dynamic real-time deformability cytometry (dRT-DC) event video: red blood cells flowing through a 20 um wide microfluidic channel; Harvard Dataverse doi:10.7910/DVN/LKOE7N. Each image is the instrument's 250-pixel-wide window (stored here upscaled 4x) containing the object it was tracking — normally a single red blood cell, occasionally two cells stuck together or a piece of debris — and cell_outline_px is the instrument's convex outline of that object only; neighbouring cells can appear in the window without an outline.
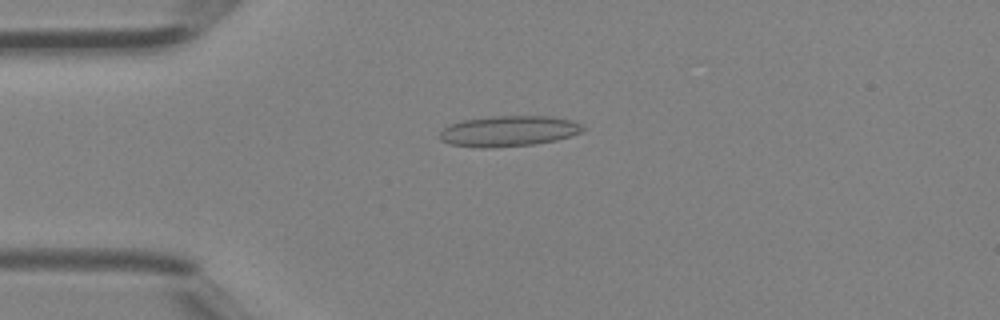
{"species": "Egyptian fruit bat (a non-hibernating species)", "species_latin": "Rousettus aegyptiacus", "temperature_condition": "room temperature", "stored_images_in_passage": 41, "camera_frame_rate_fps": 3000, "um_per_image_px": 0.085, "animal": {"sex": "female"}, "frame": {"image": 1, "passage_image": 10, "time_ms": 3.0, "image_size_px": [1000, 320], "cell_outline_px": [[584, 128], [580, 132], [572, 136], [556, 140], [536, 144], [488, 148], [480, 148], [452, 144], [440, 140], [440, 132], [448, 124], [464, 120], [492, 116], [552, 116], [572, 120], [580, 124]], "centroid_in_image_um": [43.24, 11.14], "position_along_channel_um": 41.8, "area_um2": 25.61}}
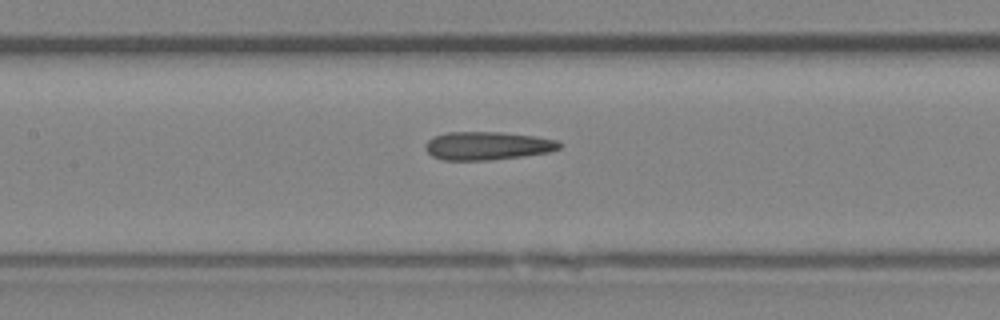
{"frame": {"image": 2, "passage_image": 19, "time_ms": 6.0, "image_size_px": [1000, 320], "cell_outline_px": [[564, 144], [560, 148], [548, 152], [524, 156], [488, 160], [444, 160], [432, 156], [424, 148], [424, 144], [428, 140], [436, 136], [448, 132], [500, 132], [536, 136], [556, 140]], "centroid_in_image_um": [41.44, 12.39], "position_along_channel_um": 166.0, "area_um2": 22.08}}
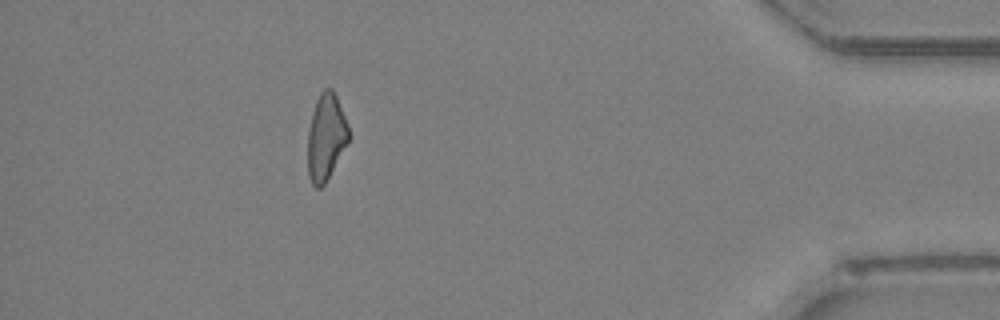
{"frame": {"image": 3, "passage_image": 37, "time_ms": 12.0, "image_size_px": [1000, 320], "cell_outline_px": [[348, 144], [324, 184], [320, 188], [316, 188], [312, 184], [308, 176], [308, 128], [312, 112], [316, 100], [320, 92], [324, 88], [332, 88], [336, 96], [344, 116], [348, 128]], "centroid_in_image_um": [27.69, 11.66], "position_along_channel_um": 407.5, "area_um2": 20.52}}